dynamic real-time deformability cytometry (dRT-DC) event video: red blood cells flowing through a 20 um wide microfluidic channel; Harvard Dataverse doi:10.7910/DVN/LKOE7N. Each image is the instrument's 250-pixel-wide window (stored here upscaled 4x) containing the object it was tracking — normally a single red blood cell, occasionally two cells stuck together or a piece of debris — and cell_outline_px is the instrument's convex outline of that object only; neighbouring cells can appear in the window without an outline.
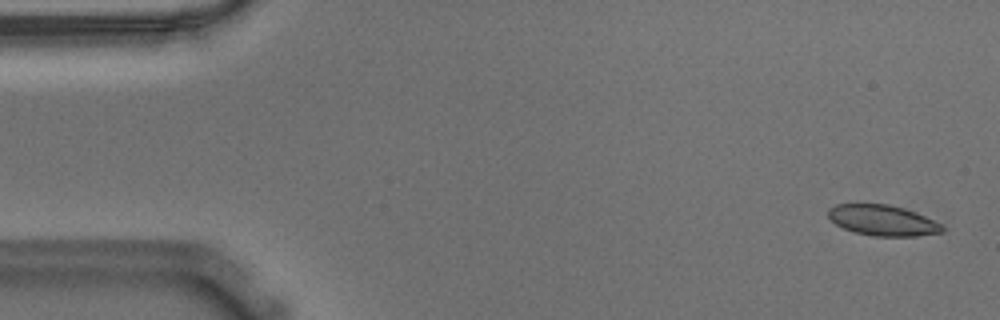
{"species": "Egyptian fruit bat (a non-hibernating species)", "species_latin": "Rousettus aegyptiacus", "temperature_condition": "warm", "stored_images_in_passage": 55, "camera_frame_rate_fps": 3000, "um_per_image_px": 0.085, "animal": {"sex": "male"}, "frame": {"image": 1, "passage_image": 2, "time_ms": 0.333, "image_size_px": [1000, 320], "cell_outline_px": [[944, 232], [916, 236], [872, 236], [856, 232], [844, 228], [836, 224], [828, 216], [828, 208], [836, 204], [888, 204], [904, 208], [916, 212], [940, 224], [944, 228]], "centroid_in_image_um": [75.02, 18.73], "position_along_channel_um": 10.0, "area_um2": 20.23}}
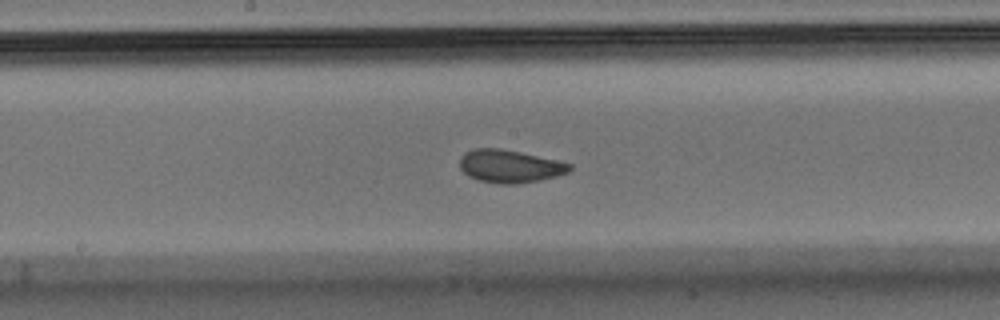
{"frame": {"image": 2, "passage_image": 28, "time_ms": 9.0, "image_size_px": [1000, 320], "cell_outline_px": [[572, 168], [568, 172], [556, 176], [540, 180], [512, 184], [500, 184], [480, 180], [468, 176], [460, 168], [460, 156], [464, 152], [472, 148], [500, 148], [520, 152], [556, 160], [572, 164]], "centroid_in_image_um": [43.3, 14.12], "position_along_channel_um": 204.9, "area_um2": 20.98}}
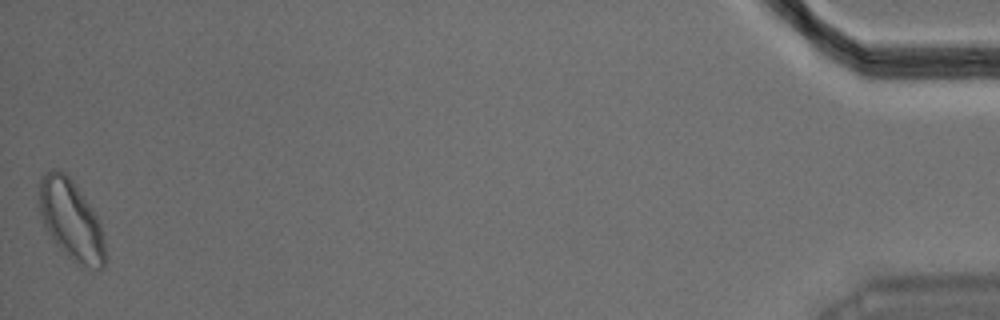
{"frame": {"image": 3, "passage_image": 55, "time_ms": 18.0, "image_size_px": [1000, 320], "cell_outline_px": [[108, 260], [104, 268], [80, 268], [52, 240], [44, 228], [36, 204], [40, 176], [44, 172], [52, 168], [64, 172], [72, 180], [92, 208], [100, 224], [104, 236]], "centroid_in_image_um": [6.01, 18.73], "position_along_channel_um": 429.2, "area_um2": 31.91}, "authors_computed_cell_mechanics": {"area_um2": 21.2704, "velocity_mm_per_s": 3.5944, "shape_relaxation_time_tau1_ms": 4.2376, "shape_relaxation_time_tau2_ms": 1.0284, "deformation_change_tau1": 0.1004, "deformation_change_tau2": 0.0523}}